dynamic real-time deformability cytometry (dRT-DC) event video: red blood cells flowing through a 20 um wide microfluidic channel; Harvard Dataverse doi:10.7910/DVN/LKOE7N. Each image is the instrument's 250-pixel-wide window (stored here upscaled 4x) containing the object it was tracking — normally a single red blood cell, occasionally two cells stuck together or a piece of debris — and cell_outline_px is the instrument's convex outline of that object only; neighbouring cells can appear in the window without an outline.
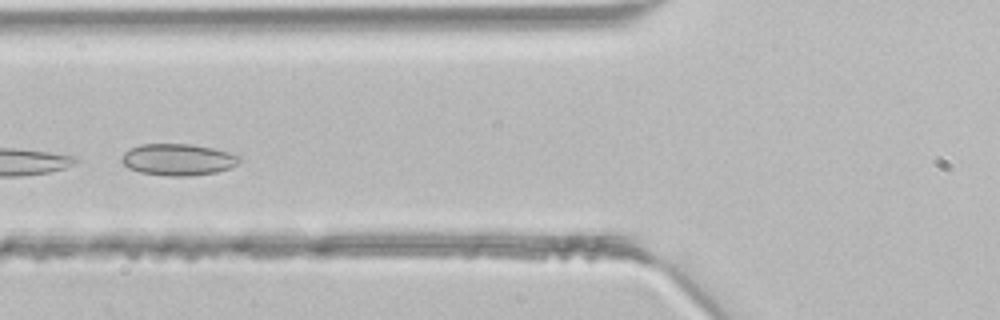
{"species": "common noctule bat (a hibernating species)", "species_latin": "Nyctalus noctula", "temperature_condition": "room temperature", "stored_images_in_passage": 5, "camera_frame_rate_fps": 3000, "um_per_image_px": 0.085, "animal": {"sex": "male", "body_mass_g": 21.5, "forearm_length_mm": 52.0}, "frame": {"image": 1, "passage_image": 4, "time_ms": 1.0, "image_size_px": [1000, 320], "cell_outline_px": [[240, 160], [236, 164], [228, 168], [216, 172], [188, 176], [168, 176], [140, 172], [128, 168], [120, 160], [120, 156], [128, 148], [140, 144], [192, 144], [212, 148], [228, 152], [240, 156]], "centroid_in_image_um": [15.07, 13.56], "position_along_channel_um": 110.7, "area_um2": 21.73}}